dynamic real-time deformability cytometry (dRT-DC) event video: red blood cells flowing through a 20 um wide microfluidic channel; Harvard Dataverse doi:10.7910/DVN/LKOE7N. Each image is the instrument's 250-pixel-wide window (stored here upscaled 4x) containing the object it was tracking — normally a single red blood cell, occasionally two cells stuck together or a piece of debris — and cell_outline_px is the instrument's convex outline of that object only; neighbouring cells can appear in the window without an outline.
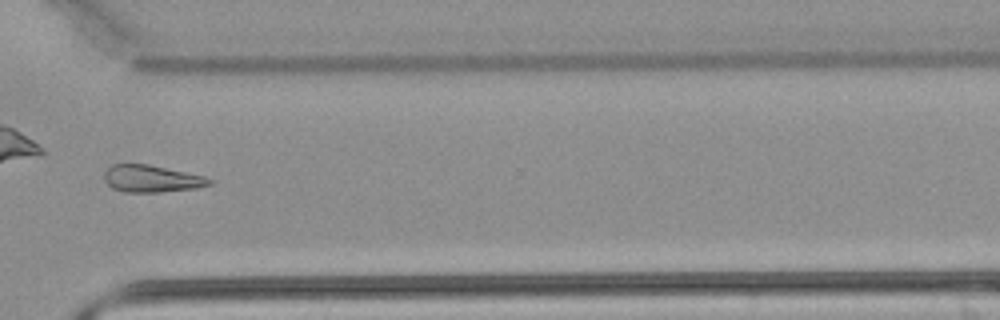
{"species": "common noctule bat (a hibernating species)", "species_latin": "Nyctalus noctula", "temperature_condition": "warm", "stored_images_in_passage": 38, "camera_frame_rate_fps": 3000, "um_per_image_px": 0.085, "animal": {"sex": "male", "body_mass_g": 21.5, "forearm_length_mm": 52.0}, "frame": {"image": 1, "passage_image": 27, "time_ms": 8.667, "image_size_px": [1000, 320], "cell_outline_px": [[212, 184], [196, 188], [160, 192], [124, 192], [112, 188], [104, 180], [104, 172], [112, 164], [148, 164], [204, 176], [212, 180]], "centroid_in_image_um": [12.86, 15.19], "position_along_channel_um": 357.7, "area_um2": 16.53}}